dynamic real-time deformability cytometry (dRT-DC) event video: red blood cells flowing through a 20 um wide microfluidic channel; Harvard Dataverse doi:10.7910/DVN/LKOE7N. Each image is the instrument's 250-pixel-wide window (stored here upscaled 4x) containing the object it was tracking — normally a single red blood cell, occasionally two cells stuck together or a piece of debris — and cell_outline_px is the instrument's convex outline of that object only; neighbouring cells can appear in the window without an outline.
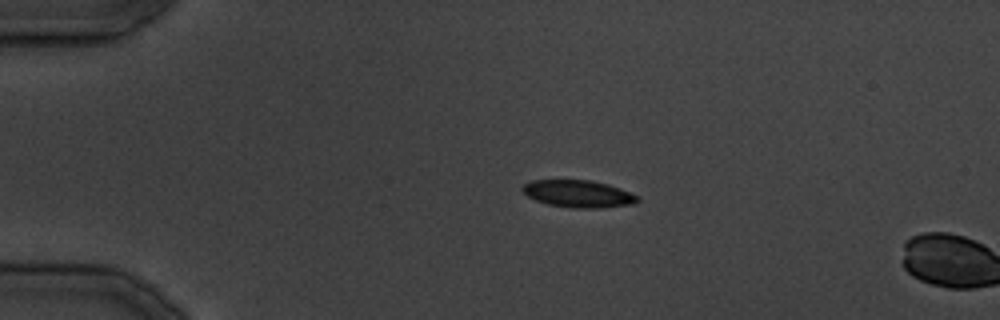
{"species": "common noctule bat (a hibernating species)", "species_latin": "Nyctalus noctula", "temperature_condition": "cold", "stored_images_in_passage": 5, "camera_frame_rate_fps": 3000, "um_per_image_px": 0.085, "animal": {"sex": "male", "body_mass_g": 19.5, "forearm_length_mm": 54.6}, "frame": {"image": 1, "passage_image": 4, "time_ms": 3.0, "image_size_px": [1000, 320], "cell_outline_px": [[640, 200], [632, 204], [600, 208], [572, 208], [548, 204], [536, 200], [528, 196], [520, 188], [524, 184], [532, 180], [592, 180], [608, 184], [620, 188], [640, 196]], "centroid_in_image_um": [49.18, 16.47], "position_along_channel_um": 35.8, "area_um2": 18.32}}